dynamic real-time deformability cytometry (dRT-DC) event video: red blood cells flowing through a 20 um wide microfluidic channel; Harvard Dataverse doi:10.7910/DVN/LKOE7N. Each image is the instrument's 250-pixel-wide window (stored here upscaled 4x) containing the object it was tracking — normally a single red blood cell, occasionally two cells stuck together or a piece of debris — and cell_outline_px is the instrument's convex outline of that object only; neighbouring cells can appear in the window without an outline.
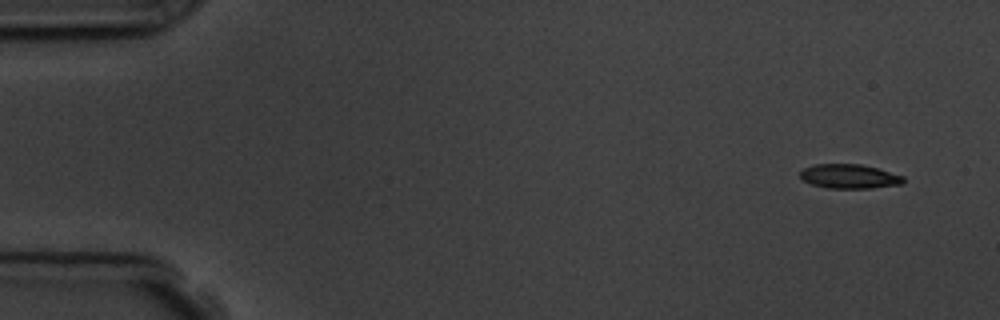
{"species": "common noctule bat (a hibernating species)", "species_latin": "Nyctalus noctula", "temperature_condition": "room temperature", "stored_images_in_passage": 6, "segment_of_instrument_passage": [2, 2], "camera_frame_rate_fps": 3000, "um_per_image_px": 0.085, "animal": {"sex": "male", "body_mass_g": 19.5, "forearm_length_mm": 54.6}, "frame": {"image": 1, "passage_image": 6, "time_ms": 5.667, "image_size_px": [1000, 320], "cell_outline_px": [[904, 184], [872, 188], [828, 188], [812, 184], [804, 180], [800, 176], [800, 172], [804, 168], [816, 164], [860, 164], [876, 168], [904, 176]], "centroid_in_image_um": [72.22, 14.99], "position_along_channel_um": 12.8, "area_um2": 14.51}}